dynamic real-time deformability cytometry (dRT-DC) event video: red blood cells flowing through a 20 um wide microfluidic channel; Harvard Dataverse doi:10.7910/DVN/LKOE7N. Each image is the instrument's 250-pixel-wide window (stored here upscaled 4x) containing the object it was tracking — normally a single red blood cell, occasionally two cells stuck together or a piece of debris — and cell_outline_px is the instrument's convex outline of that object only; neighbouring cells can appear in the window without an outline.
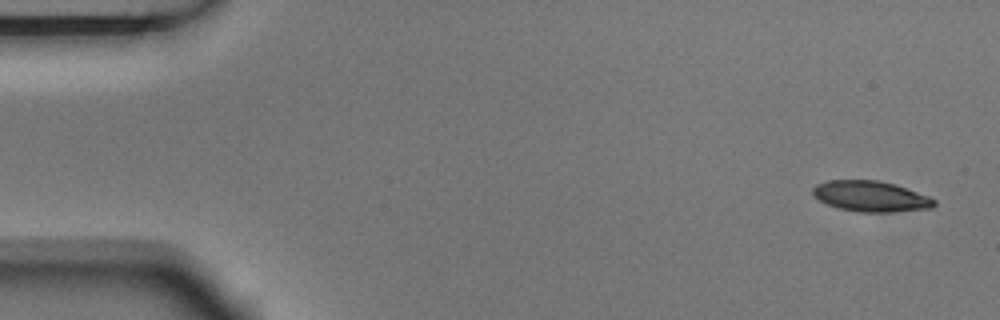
{"species": "Egyptian fruit bat (a non-hibernating species)", "species_latin": "Rousettus aegyptiacus", "temperature_condition": "room temperature", "stored_images_in_passage": 6, "camera_frame_rate_fps": 3000, "um_per_image_px": 0.085, "animal": {"sex": "male"}, "frame": {"image": 1, "passage_image": 1, "time_ms": 0.0, "image_size_px": [1000, 320], "cell_outline_px": [[936, 204], [932, 208], [892, 212], [860, 212], [840, 208], [828, 204], [820, 200], [812, 192], [812, 188], [816, 184], [828, 180], [876, 180], [896, 184], [928, 196], [936, 200]], "centroid_in_image_um": [74.04, 16.68], "position_along_channel_um": 11.0, "area_um2": 21.62}}
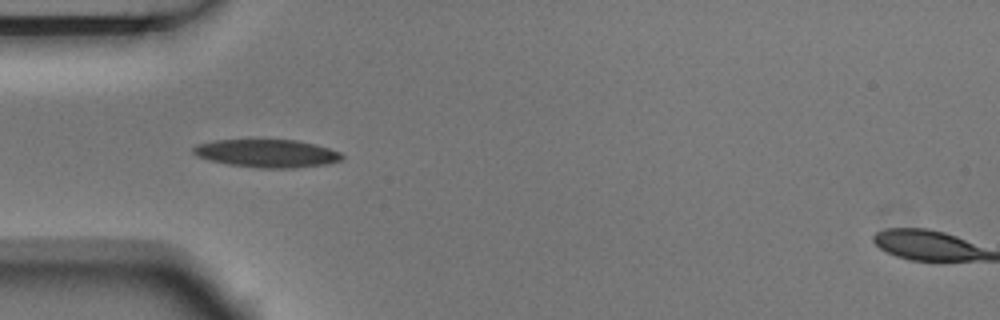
{"frame": {"image": 2, "passage_image": 5, "time_ms": 1.333, "image_size_px": [1000, 320], "cell_outline_px": [[344, 156], [340, 160], [328, 164], [296, 168], [260, 168], [228, 164], [208, 160], [196, 156], [192, 152], [192, 148], [196, 144], [212, 140], [296, 140], [328, 148], [340, 152]], "centroid_in_image_um": [22.65, 13.04], "position_along_channel_um": 62.4, "area_um2": 24.28}}
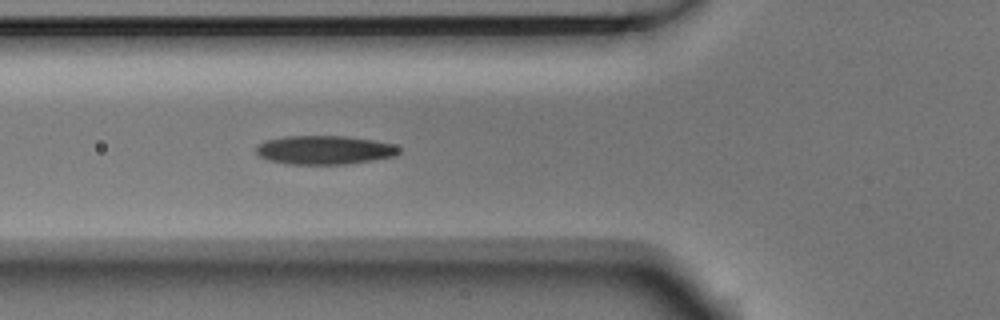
{"frame": {"image": 3, "passage_image": 6, "time_ms": 1.667, "image_size_px": [1000, 320], "cell_outline_px": [[400, 152], [396, 156], [372, 160], [344, 164], [288, 164], [268, 160], [260, 156], [256, 152], [256, 144], [264, 140], [284, 136], [344, 136], [372, 140], [392, 144], [400, 148]], "centroid_in_image_um": [27.54, 12.74], "position_along_channel_um": 98.3, "area_um2": 23.99}}